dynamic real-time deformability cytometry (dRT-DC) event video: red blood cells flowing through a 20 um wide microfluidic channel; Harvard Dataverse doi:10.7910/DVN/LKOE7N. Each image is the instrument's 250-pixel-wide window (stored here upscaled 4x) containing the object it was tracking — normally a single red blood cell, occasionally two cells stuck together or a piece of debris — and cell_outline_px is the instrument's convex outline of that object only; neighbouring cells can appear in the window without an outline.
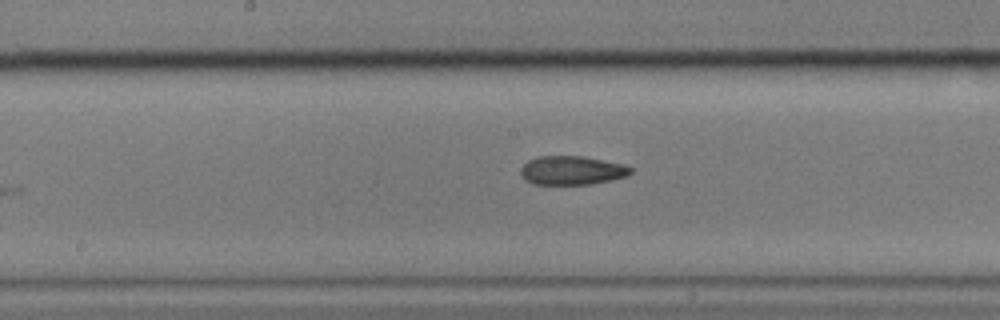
{"species": "common noctule bat (a hibernating species)", "species_latin": "Nyctalus noctula", "temperature_condition": "cold", "stored_images_in_passage": 9, "camera_frame_rate_fps": 3000, "um_per_image_px": 0.085, "animal": {"sex": "male", "body_mass_g": 17.9}, "frame": {"image": 1, "passage_image": 9, "time_ms": 9.667, "image_size_px": [1000, 320], "cell_outline_px": [[632, 172], [628, 176], [612, 180], [592, 184], [532, 184], [524, 180], [520, 172], [520, 168], [528, 160], [540, 156], [584, 156], [620, 164], [632, 168]], "centroid_in_image_um": [48.58, 14.49], "position_along_channel_um": 199.6, "area_um2": 18.5}}